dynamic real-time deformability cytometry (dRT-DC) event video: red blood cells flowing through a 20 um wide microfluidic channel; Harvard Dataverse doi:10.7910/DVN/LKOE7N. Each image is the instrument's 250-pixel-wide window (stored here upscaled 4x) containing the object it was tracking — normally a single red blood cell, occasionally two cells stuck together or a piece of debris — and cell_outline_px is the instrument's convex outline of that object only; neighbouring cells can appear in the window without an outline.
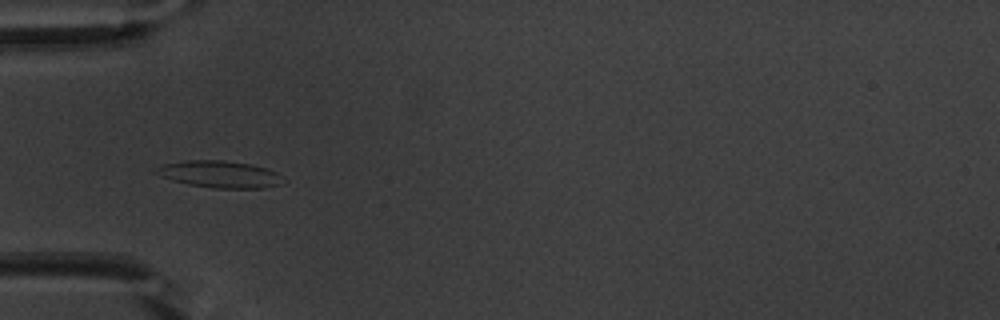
{"species": "common noctule bat (a hibernating species)", "species_latin": "Nyctalus noctula", "temperature_condition": "warm", "stored_images_in_passage": 6, "camera_frame_rate_fps": 3000, "um_per_image_px": 0.085, "animal": {"sex": "male", "body_mass_g": 20.1, "forearm_length_mm": 53.5}, "frame": {"image": 1, "passage_image": 3, "time_ms": 0.667, "image_size_px": [1000, 320], "cell_outline_px": [[288, 180], [284, 184], [264, 188], [212, 188], [188, 184], [172, 180], [160, 176], [152, 172], [152, 168], [160, 164], [184, 160], [224, 160], [252, 164], [268, 168], [284, 176]], "centroid_in_image_um": [18.69, 14.8], "position_along_channel_um": 66.3, "area_um2": 20.63}}